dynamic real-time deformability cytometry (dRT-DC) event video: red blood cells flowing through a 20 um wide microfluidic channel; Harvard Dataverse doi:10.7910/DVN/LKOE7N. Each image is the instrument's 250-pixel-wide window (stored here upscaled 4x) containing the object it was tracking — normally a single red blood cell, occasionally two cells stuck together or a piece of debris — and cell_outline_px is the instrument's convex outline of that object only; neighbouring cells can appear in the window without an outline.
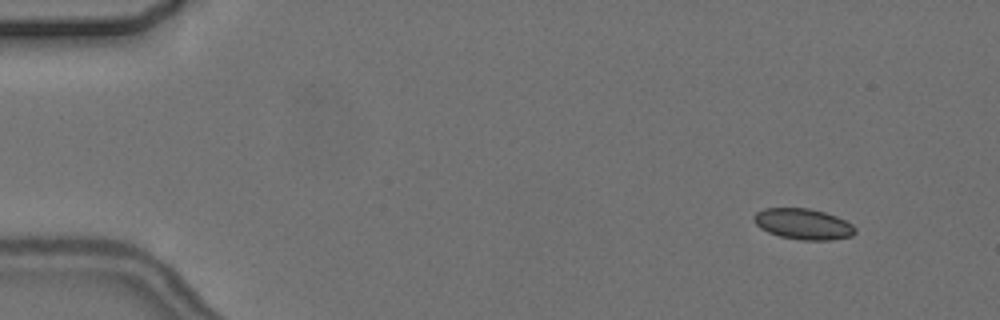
{"species": "common noctule bat (a hibernating species)", "species_latin": "Nyctalus noctula", "temperature_condition": "cold", "stored_images_in_passage": 6, "camera_frame_rate_fps": 3000, "um_per_image_px": 0.085, "animal": {"sex": "female", "body_mass_g": 24.6, "forearm_length_mm": 56.2}, "frame": {"image": 1, "passage_image": 2, "time_ms": 1.0, "image_size_px": [1000, 320], "cell_outline_px": [[856, 232], [852, 236], [832, 240], [800, 240], [780, 236], [768, 232], [760, 228], [756, 224], [752, 216], [756, 212], [764, 208], [808, 208], [824, 212], [836, 216], [852, 224], [856, 228]], "centroid_in_image_um": [68.27, 19.04], "position_along_channel_um": 16.7, "area_um2": 18.26}}